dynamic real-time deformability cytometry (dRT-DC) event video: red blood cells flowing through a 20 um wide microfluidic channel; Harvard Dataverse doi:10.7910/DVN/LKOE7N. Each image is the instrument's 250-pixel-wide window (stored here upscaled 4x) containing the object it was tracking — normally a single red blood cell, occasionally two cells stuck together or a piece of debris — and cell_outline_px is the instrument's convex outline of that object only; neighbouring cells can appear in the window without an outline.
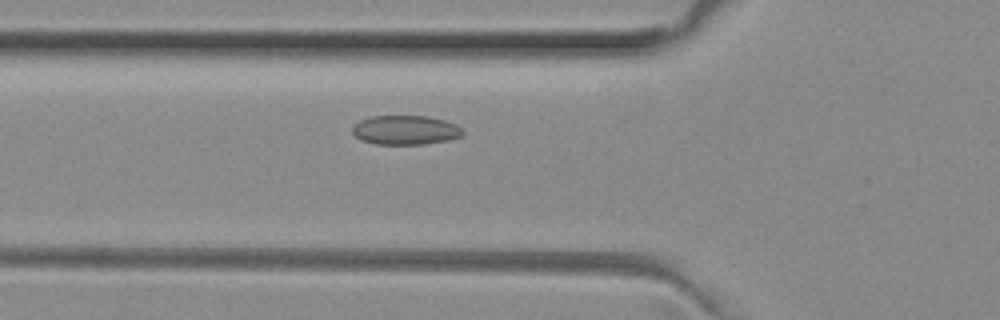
{"species": "common noctule bat (a hibernating species)", "species_latin": "Nyctalus noctula", "temperature_condition": "room temperature", "stored_images_in_passage": 17, "camera_frame_rate_fps": 3000, "um_per_image_px": 0.085, "animal": {"sex": "female", "body_mass_g": 29.2, "forearm_length_mm": 56.3}, "frame": {"image": 1, "passage_image": 17, "time_ms": 5.333, "image_size_px": [1000, 320], "cell_outline_px": [[464, 132], [460, 136], [448, 140], [424, 144], [376, 144], [360, 140], [352, 132], [352, 128], [360, 120], [372, 116], [428, 116], [444, 120], [456, 124]], "centroid_in_image_um": [34.45, 11.05], "position_along_channel_um": 91.3, "area_um2": 18.73}}